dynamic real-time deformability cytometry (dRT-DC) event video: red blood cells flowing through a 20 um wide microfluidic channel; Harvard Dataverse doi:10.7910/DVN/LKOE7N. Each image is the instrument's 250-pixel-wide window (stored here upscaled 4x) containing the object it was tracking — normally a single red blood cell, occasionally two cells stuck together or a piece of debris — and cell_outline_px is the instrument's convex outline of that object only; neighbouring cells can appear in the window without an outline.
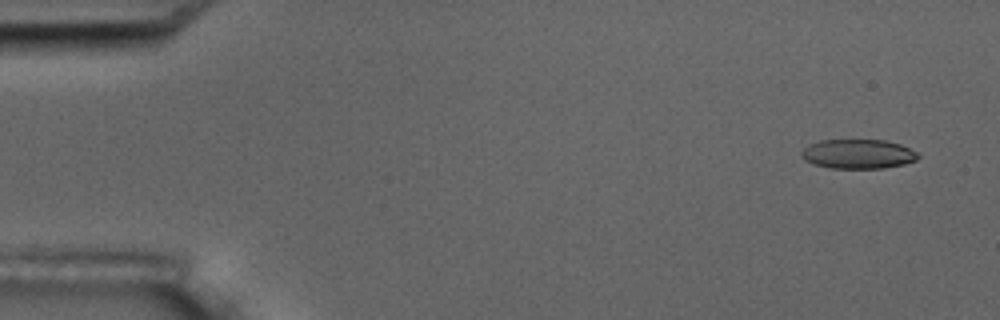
{"species": "common noctule bat (a hibernating species)", "species_latin": "Nyctalus noctula", "temperature_condition": "room temperature", "stored_images_in_passage": 5, "camera_frame_rate_fps": 3000, "um_per_image_px": 0.085, "animal": {"sex": "male", "body_mass_g": 17.5, "forearm_length_mm": 52.3}, "frame": {"image": 1, "passage_image": 1, "time_ms": 0.0, "image_size_px": [1000, 320], "cell_outline_px": [[920, 156], [916, 160], [904, 164], [884, 168], [828, 168], [804, 160], [800, 152], [804, 148], [820, 140], [884, 140], [900, 144], [916, 152]], "centroid_in_image_um": [72.94, 13.09], "position_along_channel_um": 12.1, "area_um2": 19.83}}